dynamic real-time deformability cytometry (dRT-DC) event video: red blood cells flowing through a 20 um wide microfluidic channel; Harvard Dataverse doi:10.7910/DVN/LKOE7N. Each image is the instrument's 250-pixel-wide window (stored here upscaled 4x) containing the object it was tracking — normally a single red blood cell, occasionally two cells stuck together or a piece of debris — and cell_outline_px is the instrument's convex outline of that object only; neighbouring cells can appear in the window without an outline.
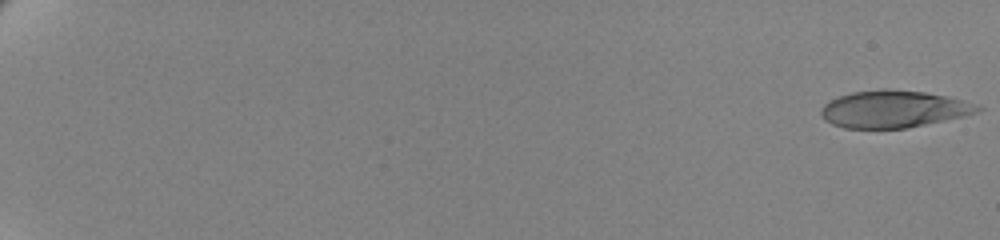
{"species": "human", "species_latin": "Homo sapiens", "temperature_condition": "cold", "stored_images_in_passage": 61, "camera_frame_rate_fps": 3000, "um_per_image_px": 0.085, "donor": {"sex": "female"}, "frame": {"image": 1, "passage_image": 1, "time_ms": 0.0, "image_size_px": [1000, 240], "cell_outline_px": [[984, 108], [976, 112], [964, 116], [908, 128], [844, 128], [832, 124], [824, 120], [820, 116], [820, 112], [824, 104], [840, 96], [852, 92], [884, 88], [888, 88], [924, 92], [948, 96], [976, 104]], "centroid_in_image_um": [75.95, 9.27], "position_along_channel_um": 9.1, "area_um2": 33.93}}
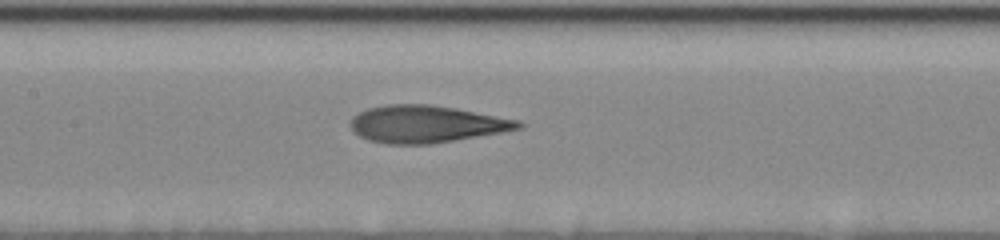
{"frame": {"image": 2, "passage_image": 34, "time_ms": 11.0, "image_size_px": [1000, 240], "cell_outline_px": [[524, 128], [504, 132], [432, 144], [384, 144], [368, 140], [352, 132], [352, 116], [368, 108], [388, 104], [432, 104], [456, 108], [520, 120], [524, 124]], "centroid_in_image_um": [36.27, 10.55], "position_along_channel_um": 171.1, "area_um2": 36.7}}
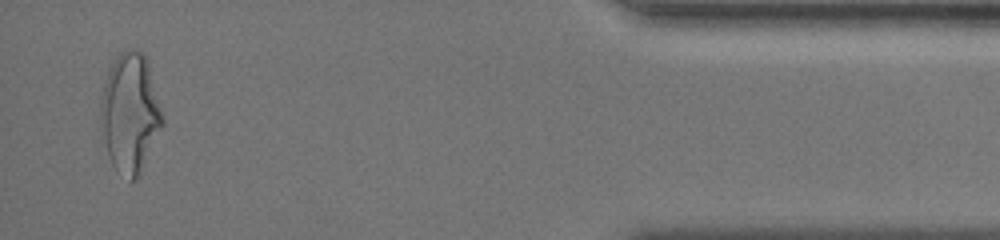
{"frame": {"image": 3, "passage_image": 60, "time_ms": 19.667, "image_size_px": [1000, 240], "cell_outline_px": [[164, 124], [140, 176], [132, 180], [116, 168], [112, 164], [108, 156], [100, 116], [100, 108], [104, 84], [108, 72], [112, 64], [120, 52], [128, 48], [132, 48], [140, 52], [148, 60], [164, 120]], "centroid_in_image_um": [11.09, 9.6], "position_along_channel_um": 424.1, "area_um2": 42.54}, "authors_computed_cell_mechanics": {"area_um2": 35.836, "velocity_mm_per_s": 3.4862, "shape_relaxation_time_tau1_ms": 5.2731, "shape_relaxation_time_tau2_ms": 1.7029, "deformation_change_tau1": 0.2143, "deformation_change_tau2": 0.1123}}